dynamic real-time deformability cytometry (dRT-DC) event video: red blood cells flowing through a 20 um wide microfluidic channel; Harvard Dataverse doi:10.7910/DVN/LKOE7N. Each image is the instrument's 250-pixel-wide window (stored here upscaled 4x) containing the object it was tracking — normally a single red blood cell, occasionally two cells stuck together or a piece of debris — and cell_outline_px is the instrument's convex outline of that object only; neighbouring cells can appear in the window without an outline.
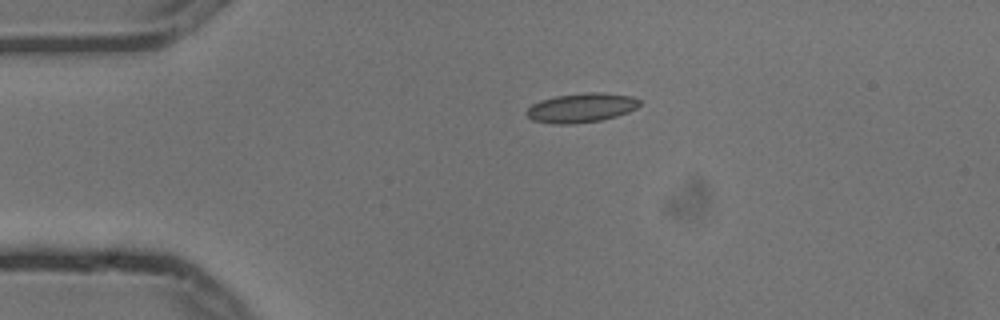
{"species": "common noctule bat (a hibernating species)", "species_latin": "Nyctalus noctula", "temperature_condition": "cold", "stored_images_in_passage": 2, "camera_frame_rate_fps": 3000, "um_per_image_px": 0.085, "animal": {"sex": "male", "body_mass_g": 13.3}, "frame": {"image": 1, "passage_image": 1, "time_ms": 0.0, "image_size_px": [1000, 320], "cell_outline_px": [[640, 104], [636, 108], [628, 112], [616, 116], [600, 120], [572, 124], [552, 124], [532, 120], [524, 112], [532, 104], [540, 100], [556, 96], [588, 92], [604, 92], [632, 96], [640, 100]], "centroid_in_image_um": [49.4, 9.16], "position_along_channel_um": 35.6, "area_um2": 19.36}}